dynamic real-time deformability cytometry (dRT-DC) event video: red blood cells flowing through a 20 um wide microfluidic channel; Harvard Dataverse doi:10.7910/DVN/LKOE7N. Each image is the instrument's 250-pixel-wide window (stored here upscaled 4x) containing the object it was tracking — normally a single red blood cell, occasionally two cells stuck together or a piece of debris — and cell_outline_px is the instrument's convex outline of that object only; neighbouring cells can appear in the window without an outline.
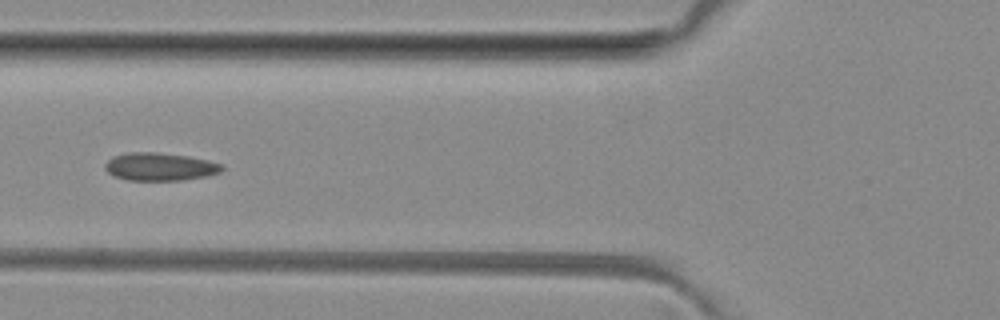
{"species": "common noctule bat (a hibernating species)", "species_latin": "Nyctalus noctula", "temperature_condition": "room temperature", "stored_images_in_passage": 6, "camera_frame_rate_fps": 3000, "um_per_image_px": 0.085, "animal": {"sex": "female", "body_mass_g": 29.2, "forearm_length_mm": 56.3}, "frame": {"image": 1, "passage_image": 4, "time_ms": 4.333, "image_size_px": [1000, 320], "cell_outline_px": [[224, 168], [220, 172], [204, 176], [184, 180], [128, 180], [116, 176], [108, 172], [104, 168], [104, 164], [112, 156], [124, 152], [156, 152], [188, 156], [208, 160], [224, 164]], "centroid_in_image_um": [13.58, 14.15], "position_along_channel_um": 112.2, "area_um2": 19.07}}
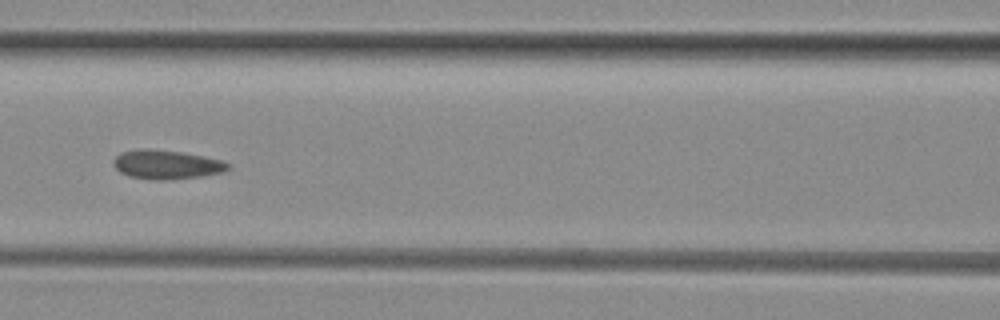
{"frame": {"image": 2, "passage_image": 5, "time_ms": 5.333, "image_size_px": [1000, 320], "cell_outline_px": [[232, 168], [220, 172], [200, 176], [168, 180], [152, 180], [128, 176], [120, 172], [112, 164], [112, 160], [120, 152], [140, 148], [148, 148], [180, 152], [204, 156], [220, 160], [232, 164]], "centroid_in_image_um": [14.12, 13.98], "position_along_channel_um": 152.5, "area_um2": 19.54}}
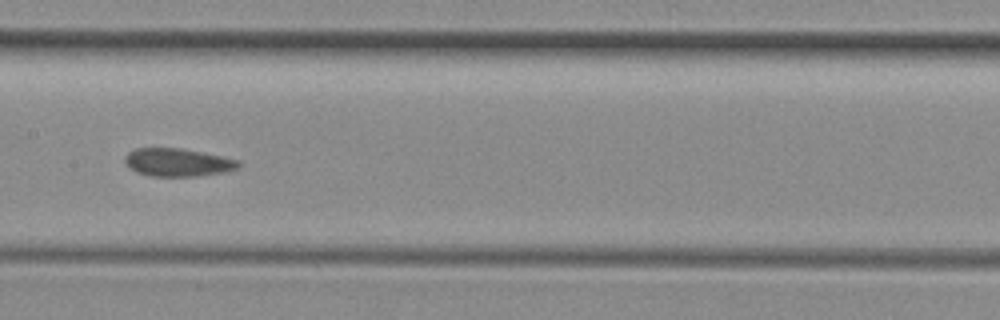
{"frame": {"image": 3, "passage_image": 6, "time_ms": 6.333, "image_size_px": [1000, 320], "cell_outline_px": [[240, 164], [236, 168], [224, 172], [196, 176], [152, 176], [136, 172], [128, 168], [124, 160], [124, 156], [128, 152], [136, 148], [180, 148], [240, 160]], "centroid_in_image_um": [15.05, 13.8], "position_along_channel_um": 192.4, "area_um2": 18.44}}